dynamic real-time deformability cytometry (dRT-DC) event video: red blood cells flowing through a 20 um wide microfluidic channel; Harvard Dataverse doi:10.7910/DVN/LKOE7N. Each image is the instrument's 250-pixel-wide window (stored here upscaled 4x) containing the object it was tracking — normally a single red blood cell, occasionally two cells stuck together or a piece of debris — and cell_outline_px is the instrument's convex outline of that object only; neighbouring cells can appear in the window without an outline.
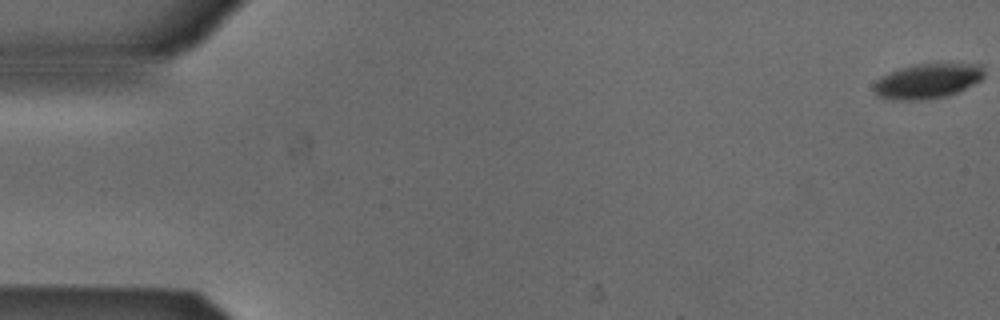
{"species": "Egyptian fruit bat (a non-hibernating species)", "species_latin": "Rousettus aegyptiacus", "temperature_condition": "cold", "stored_images_in_passage": 53, "camera_frame_rate_fps": 3000, "um_per_image_px": 0.085, "animal": {"sex": "male"}, "frame": {"image": 1, "passage_image": 1, "time_ms": 0.0, "image_size_px": [1000, 320], "cell_outline_px": [[984, 76], [980, 80], [948, 96], [928, 100], [884, 100], [876, 96], [872, 84], [880, 76], [900, 68], [916, 64], [980, 64], [984, 72]], "centroid_in_image_um": [78.75, 6.91], "position_along_channel_um": 6.2, "area_um2": 22.6}}
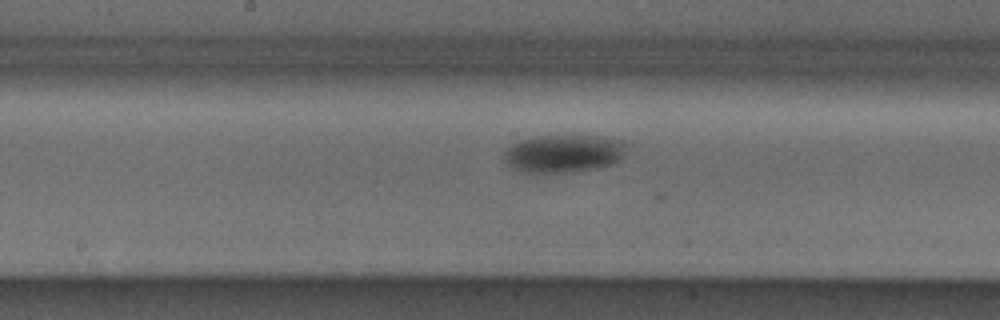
{"frame": {"image": 2, "passage_image": 28, "time_ms": 9.0, "image_size_px": [1000, 320], "cell_outline_px": [[624, 152], [620, 160], [612, 164], [600, 168], [576, 172], [532, 176], [520, 172], [512, 168], [504, 160], [504, 152], [512, 144], [520, 140], [536, 136], [576, 132], [624, 140]], "centroid_in_image_um": [47.88, 13.05], "position_along_channel_um": 200.3, "area_um2": 28.84}}
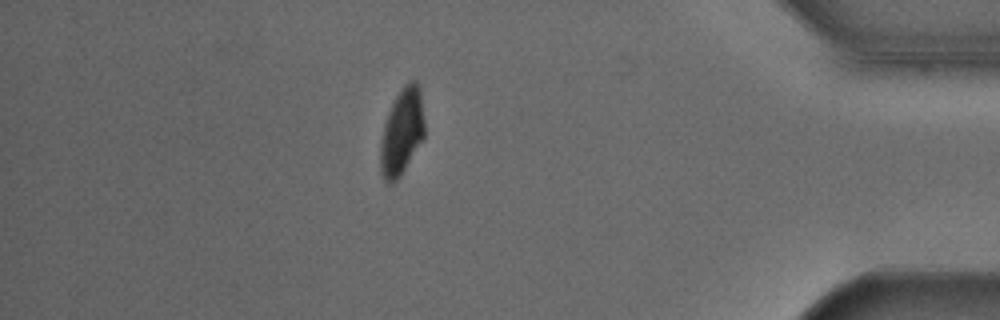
{"frame": {"image": 3, "passage_image": 47, "time_ms": 15.333, "image_size_px": [1000, 320], "cell_outline_px": [[424, 140], [400, 176], [396, 180], [384, 180], [380, 172], [380, 144], [384, 124], [388, 112], [396, 96], [404, 84], [412, 80], [416, 80], [420, 88], [424, 120]], "centroid_in_image_um": [34.17, 11.19], "position_along_channel_um": 401.0, "area_um2": 22.25}, "authors_computed_cell_mechanics": {"area_um2": 24.9118, "velocity_mm_per_s": 3.8486, "shape_relaxation_time_tau1_ms": 1.9674, "shape_relaxation_time_tau2_ms": null, "deformation_change_tau1": 0.0971, "deformation_change_tau2": null}}